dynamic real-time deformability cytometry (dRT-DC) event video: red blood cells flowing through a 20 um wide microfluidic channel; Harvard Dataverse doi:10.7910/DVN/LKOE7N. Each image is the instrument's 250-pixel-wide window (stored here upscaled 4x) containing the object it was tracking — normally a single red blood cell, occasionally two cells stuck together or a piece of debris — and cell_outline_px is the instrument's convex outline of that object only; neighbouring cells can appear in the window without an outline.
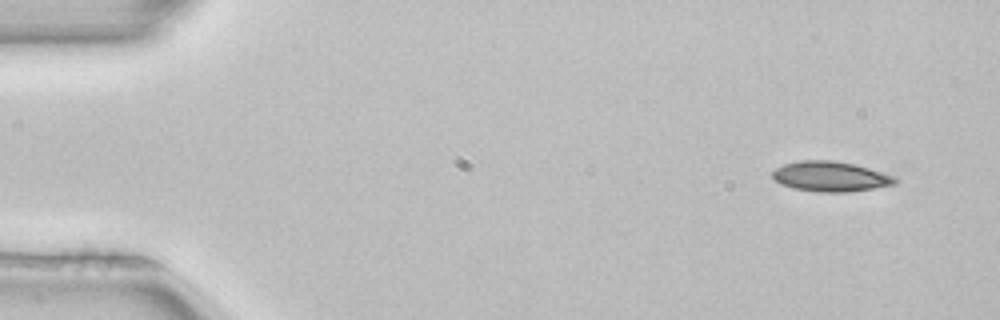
{"species": "common noctule bat (a hibernating species)", "species_latin": "Nyctalus noctula", "temperature_condition": "room temperature", "stored_images_in_passage": 3, "camera_frame_rate_fps": 3000, "um_per_image_px": 0.085, "animal": {"sex": "female", "body_mass_g": 22.7, "forearm_length_mm": 54.2}, "frame": {"image": 1, "passage_image": 1, "time_ms": 0.0, "image_size_px": [1000, 320], "cell_outline_px": [[900, 180], [896, 184], [848, 192], [820, 192], [792, 188], [780, 184], [772, 176], [772, 172], [776, 168], [784, 164], [800, 160], [832, 160], [852, 164], [868, 168], [892, 176]], "centroid_in_image_um": [70.56, 15.0], "position_along_channel_um": 14.4, "area_um2": 21.33}}
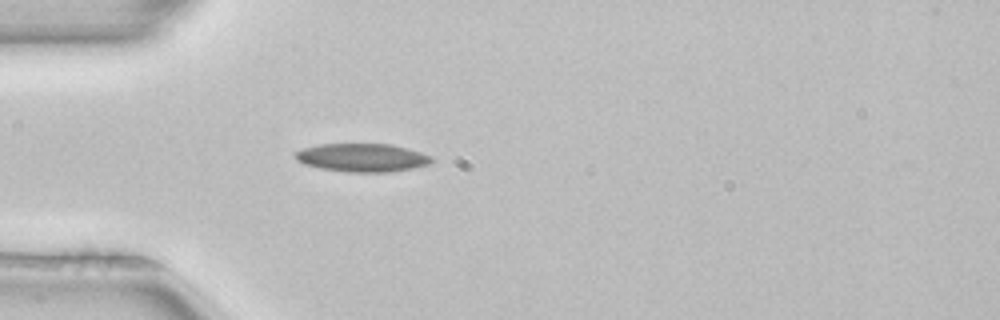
{"frame": {"image": 2, "passage_image": 3, "time_ms": 0.667, "image_size_px": [1000, 320], "cell_outline_px": [[436, 160], [432, 164], [412, 168], [388, 172], [348, 172], [320, 168], [304, 164], [296, 160], [292, 156], [292, 152], [300, 148], [316, 144], [392, 144], [408, 148], [432, 156]], "centroid_in_image_um": [30.76, 13.39], "position_along_channel_um": 54.2, "area_um2": 22.95}}